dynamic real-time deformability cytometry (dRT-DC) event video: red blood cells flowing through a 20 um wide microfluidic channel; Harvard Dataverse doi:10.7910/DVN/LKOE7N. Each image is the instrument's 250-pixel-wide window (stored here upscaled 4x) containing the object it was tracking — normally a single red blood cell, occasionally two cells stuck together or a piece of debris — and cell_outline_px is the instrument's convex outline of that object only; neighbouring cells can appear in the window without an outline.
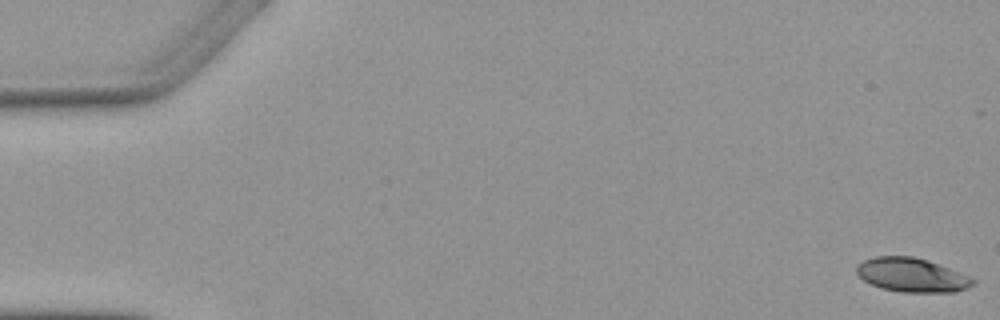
{"species": "Egyptian fruit bat (a non-hibernating species)", "species_latin": "Rousettus aegyptiacus", "temperature_condition": "warm", "stored_images_in_passage": 5, "camera_frame_rate_fps": 3000, "um_per_image_px": 0.085, "animal": {"sex": "female"}, "frame": {"image": 1, "passage_image": 1, "time_ms": 0.0, "image_size_px": [1000, 320], "cell_outline_px": [[976, 284], [968, 288], [956, 292], [904, 292], [880, 288], [864, 280], [856, 272], [856, 264], [864, 260], [876, 256], [912, 256], [948, 268], [968, 276], [976, 280]], "centroid_in_image_um": [77.5, 23.39], "position_along_channel_um": 7.5, "area_um2": 22.83}}
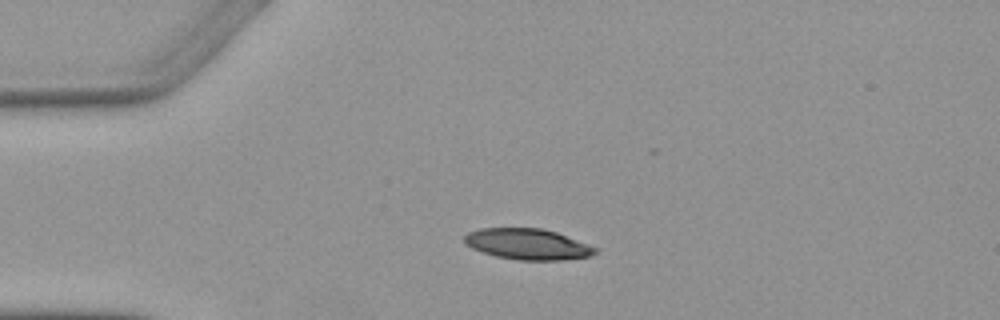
{"frame": {"image": 2, "passage_image": 4, "time_ms": 4.0, "image_size_px": [1000, 320], "cell_outline_px": [[600, 248], [596, 252], [588, 256], [564, 260], [516, 260], [496, 256], [472, 248], [464, 240], [464, 236], [468, 232], [480, 228], [540, 228], [556, 232]], "centroid_in_image_um": [44.87, 20.75], "position_along_channel_um": 40.1, "area_um2": 23.47}}